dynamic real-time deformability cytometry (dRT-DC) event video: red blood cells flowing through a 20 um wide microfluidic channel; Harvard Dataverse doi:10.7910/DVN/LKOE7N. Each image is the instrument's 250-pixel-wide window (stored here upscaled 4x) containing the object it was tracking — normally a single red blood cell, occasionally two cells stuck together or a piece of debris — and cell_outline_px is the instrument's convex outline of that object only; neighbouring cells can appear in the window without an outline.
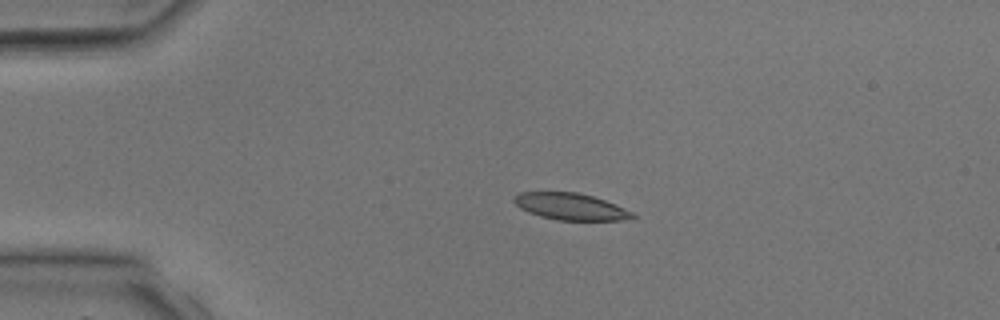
{"species": "common noctule bat (a hibernating species)", "species_latin": "Nyctalus noctula", "temperature_condition": "room temperature", "stored_images_in_passage": 4, "camera_frame_rate_fps": 3000, "um_per_image_px": 0.085, "animal": {"sex": "male", "body_mass_g": 17.9, "forearm_length_mm": 54.2}, "frame": {"image": 1, "passage_image": 3, "time_ms": 2.667, "image_size_px": [1000, 320], "cell_outline_px": [[636, 216], [620, 220], [556, 220], [540, 216], [528, 212], [520, 208], [512, 200], [512, 196], [520, 192], [576, 192], [592, 196], [616, 204], [632, 212]], "centroid_in_image_um": [48.44, 17.55], "position_along_channel_um": 36.6, "area_um2": 18.38}}